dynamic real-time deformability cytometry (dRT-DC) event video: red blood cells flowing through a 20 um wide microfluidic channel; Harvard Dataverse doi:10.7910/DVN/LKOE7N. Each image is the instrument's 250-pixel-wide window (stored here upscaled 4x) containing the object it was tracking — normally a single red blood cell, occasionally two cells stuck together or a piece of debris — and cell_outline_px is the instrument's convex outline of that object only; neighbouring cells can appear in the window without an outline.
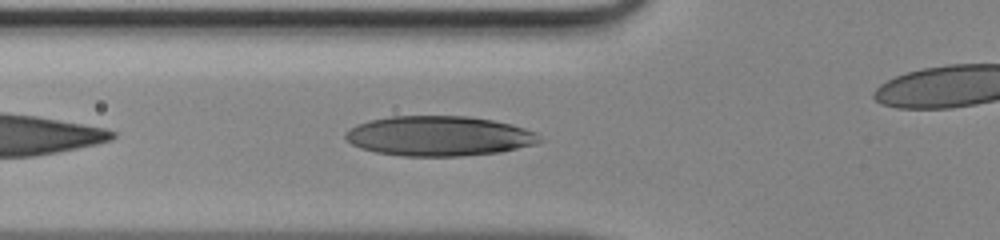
{"species": "human", "species_latin": "Homo sapiens", "temperature_condition": "room temperature", "stored_images_in_passage": 28, "camera_frame_rate_fps": 3000, "um_per_image_px": 0.085, "donor": {"sex": "male"}, "frame": {"image": 1, "passage_image": 4, "time_ms": 1.0, "image_size_px": [1000, 240], "cell_outline_px": [[544, 140], [536, 144], [500, 152], [464, 156], [400, 156], [376, 152], [360, 148], [344, 140], [344, 132], [348, 128], [356, 124], [368, 120], [388, 116], [468, 116], [492, 120], [512, 124], [536, 132]], "centroid_in_image_um": [37.28, 11.56], "position_along_channel_um": 88.5, "area_um2": 45.72}}
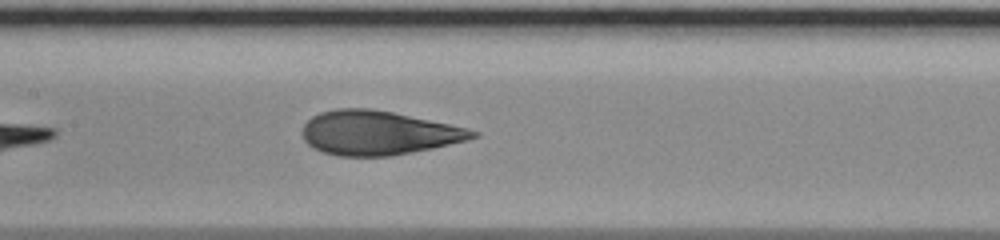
{"frame": {"image": 2, "passage_image": 10, "time_ms": 3.0, "image_size_px": [1000, 240], "cell_outline_px": [[480, 136], [468, 140], [432, 148], [392, 156], [336, 156], [312, 148], [304, 140], [304, 124], [312, 116], [320, 112], [336, 108], [372, 108], [392, 112], [468, 128], [480, 132]], "centroid_in_image_um": [32.16, 11.29], "position_along_channel_um": 175.2, "area_um2": 43.75}}
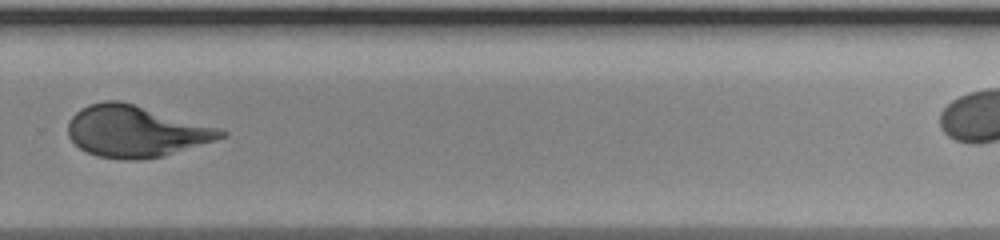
{"frame": {"image": 3, "passage_image": 20, "time_ms": 6.333, "image_size_px": [1000, 240], "cell_outline_px": [[228, 136], [164, 156], [136, 160], [124, 160], [96, 156], [80, 148], [68, 136], [68, 120], [80, 108], [88, 104], [104, 100], [120, 100], [220, 128], [228, 132]], "centroid_in_image_um": [11.53, 11.16], "position_along_channel_um": 318.3, "area_um2": 45.95}}